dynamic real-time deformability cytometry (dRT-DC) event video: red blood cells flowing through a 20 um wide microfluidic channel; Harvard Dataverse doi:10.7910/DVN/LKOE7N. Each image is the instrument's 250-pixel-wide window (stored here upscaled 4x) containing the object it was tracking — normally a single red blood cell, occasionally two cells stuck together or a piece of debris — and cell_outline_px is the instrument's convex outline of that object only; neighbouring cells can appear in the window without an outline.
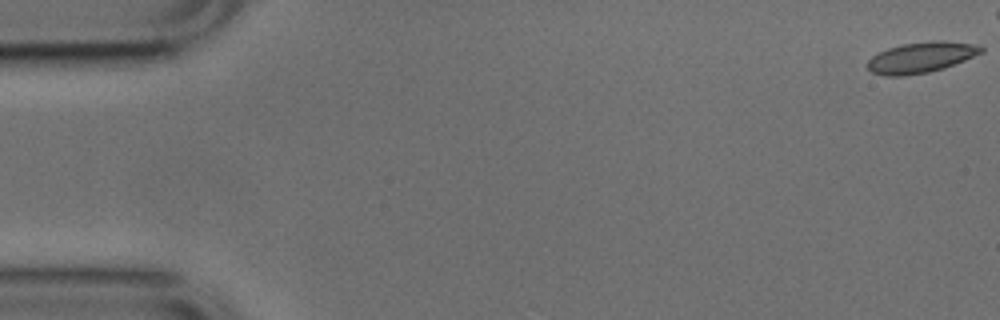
{"species": "common noctule bat (a hibernating species)", "species_latin": "Nyctalus noctula", "temperature_condition": "cold", "stored_images_in_passage": 46, "camera_frame_rate_fps": 3000, "um_per_image_px": 0.085, "animal": {"sex": "male", "body_mass_g": 17.9, "forearm_length_mm": 54.2}, "frame": {"image": 1, "passage_image": 1, "time_ms": 0.0, "image_size_px": [1000, 320], "cell_outline_px": [[984, 52], [944, 68], [928, 72], [904, 76], [884, 76], [872, 72], [864, 64], [872, 56], [888, 48], [904, 44], [932, 40], [944, 40], [972, 44], [984, 48]], "centroid_in_image_um": [78.27, 4.88], "position_along_channel_um": 6.7, "area_um2": 20.35}}
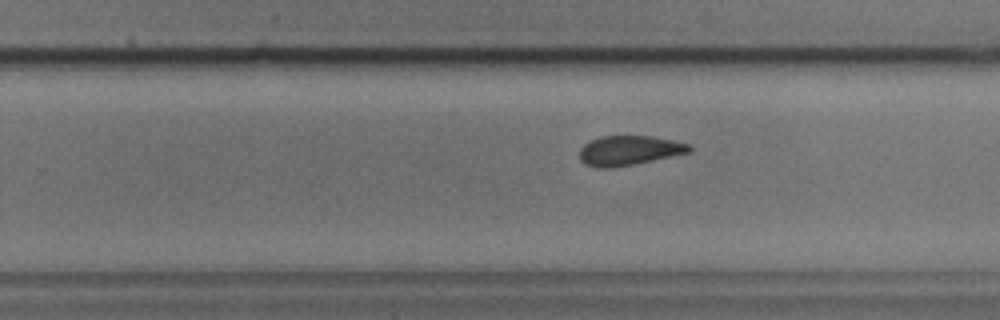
{"frame": {"image": 2, "passage_image": 33, "time_ms": 10.667, "image_size_px": [1000, 320], "cell_outline_px": [[692, 148], [688, 152], [632, 164], [612, 168], [596, 168], [584, 164], [580, 160], [580, 148], [584, 144], [600, 136], [652, 136], [672, 140], [688, 144]], "centroid_in_image_um": [53.4, 12.79], "position_along_channel_um": 276.4, "area_um2": 18.67}}
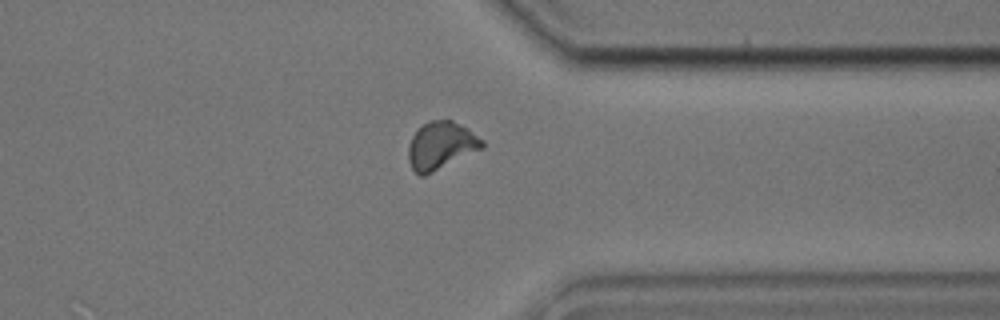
{"frame": {"image": 3, "passage_image": 41, "time_ms": 13.333, "image_size_px": [1000, 320], "cell_outline_px": [[484, 148], [424, 176], [420, 176], [412, 168], [408, 160], [408, 144], [416, 128], [428, 120], [452, 120], [468, 128], [484, 140]], "centroid_in_image_um": [37.47, 12.35], "position_along_channel_um": 373.9, "area_um2": 20.75}, "authors_computed_cell_mechanics": {"area_um2": 20.3456, "velocity_mm_per_s": 3.8026, "shape_relaxation_time_tau1_ms": 5.5951, "shape_relaxation_time_tau2_ms": 2.8075, "deformation_change_tau1": 0.1034, "deformation_change_tau2": 0.0849}}